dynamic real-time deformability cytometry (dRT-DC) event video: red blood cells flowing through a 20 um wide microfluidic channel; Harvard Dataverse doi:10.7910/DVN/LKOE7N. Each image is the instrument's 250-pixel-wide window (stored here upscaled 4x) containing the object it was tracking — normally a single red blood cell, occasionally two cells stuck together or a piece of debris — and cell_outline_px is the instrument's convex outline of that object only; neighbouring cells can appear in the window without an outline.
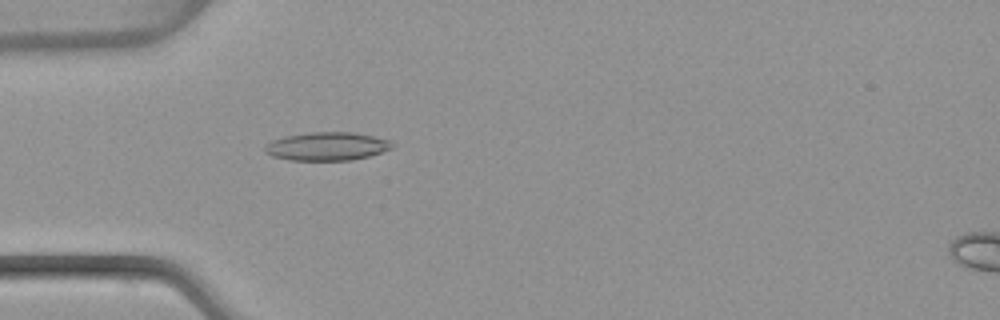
{"species": "common noctule bat (a hibernating species)", "species_latin": "Nyctalus noctula", "temperature_condition": "warm", "stored_images_in_passage": 52, "camera_frame_rate_fps": 3000, "um_per_image_px": 0.085, "animal": {"sex": "female", "body_mass_g": 22.7, "forearm_length_mm": 54.2}, "frame": {"image": 1, "passage_image": 16, "time_ms": 5.0, "image_size_px": [1000, 320], "cell_outline_px": [[392, 148], [368, 156], [352, 160], [288, 160], [272, 156], [264, 152], [264, 144], [272, 140], [288, 136], [312, 132], [356, 132], [392, 140]], "centroid_in_image_um": [27.78, 12.43], "position_along_channel_um": 57.2, "area_um2": 21.04}}
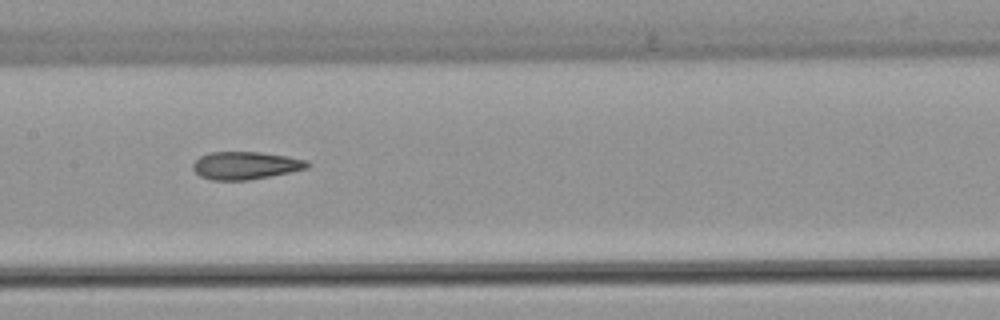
{"frame": {"image": 2, "passage_image": 26, "time_ms": 8.333, "image_size_px": [1000, 320], "cell_outline_px": [[312, 164], [308, 168], [248, 180], [212, 180], [200, 176], [192, 168], [192, 164], [200, 156], [208, 152], [260, 152], [288, 156], [308, 160]], "centroid_in_image_um": [20.87, 14.05], "position_along_channel_um": 186.5, "area_um2": 18.5}}
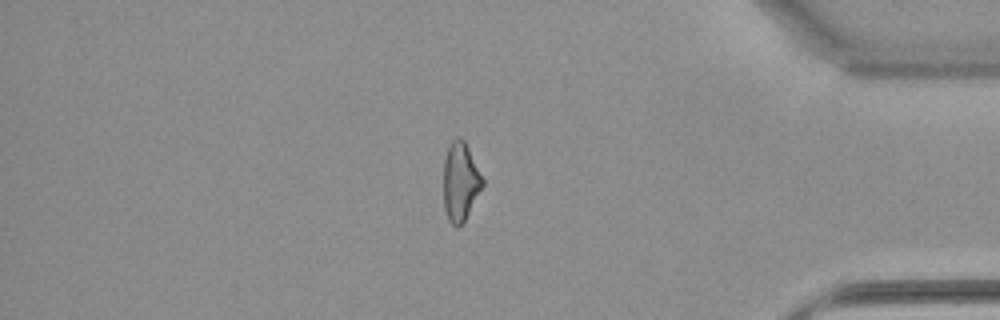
{"frame": {"image": 3, "passage_image": 44, "time_ms": 14.333, "image_size_px": [1000, 320], "cell_outline_px": [[484, 184], [464, 224], [456, 228], [448, 220], [444, 208], [444, 160], [448, 148], [452, 140], [456, 136], [460, 136], [464, 140], [484, 180]], "centroid_in_image_um": [39.14, 15.48], "position_along_channel_um": 396.1, "area_um2": 18.03}, "authors_computed_cell_mechanics": {"area_um2": 19.4497, "velocity_mm_per_s": 4.0146, "shape_relaxation_time_tau1_ms": 11.29, "shape_relaxation_time_tau2_ms": 2.5129, "deformation_change_tau1": 0.2959, "deformation_change_tau2": 0.1257}}